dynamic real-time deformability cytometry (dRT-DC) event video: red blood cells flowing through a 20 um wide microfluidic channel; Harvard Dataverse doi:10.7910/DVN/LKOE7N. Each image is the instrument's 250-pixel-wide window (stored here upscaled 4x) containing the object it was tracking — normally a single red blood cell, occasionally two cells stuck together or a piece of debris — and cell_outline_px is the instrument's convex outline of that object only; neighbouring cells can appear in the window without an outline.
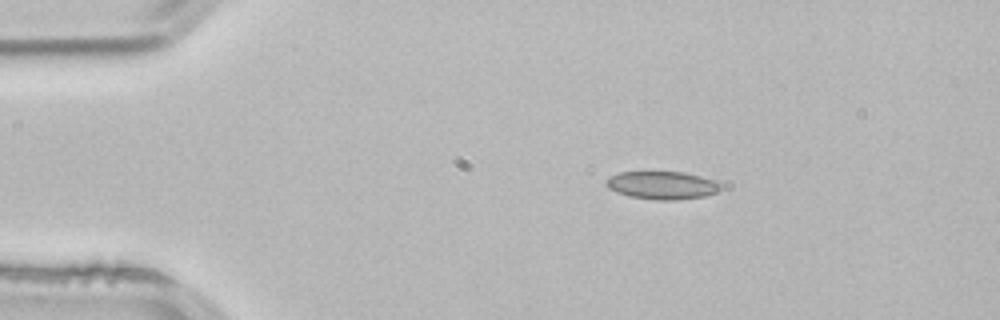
{"species": "common noctule bat (a hibernating species)", "species_latin": "Nyctalus noctula", "temperature_condition": "room temperature", "stored_images_in_passage": 2, "camera_frame_rate_fps": 3000, "um_per_image_px": 0.085, "animal": {"sex": "male", "body_mass_g": 21.5, "forearm_length_mm": 52.0}, "frame": {"image": 1, "passage_image": 1, "time_ms": 0.0, "image_size_px": [1000, 320], "cell_outline_px": [[724, 188], [716, 192], [704, 196], [676, 200], [660, 200], [628, 196], [616, 192], [608, 188], [604, 184], [604, 180], [608, 176], [620, 172], [684, 172], [700, 176], [724, 184]], "centroid_in_image_um": [56.26, 15.74], "position_along_channel_um": 28.7, "area_um2": 18.84}}